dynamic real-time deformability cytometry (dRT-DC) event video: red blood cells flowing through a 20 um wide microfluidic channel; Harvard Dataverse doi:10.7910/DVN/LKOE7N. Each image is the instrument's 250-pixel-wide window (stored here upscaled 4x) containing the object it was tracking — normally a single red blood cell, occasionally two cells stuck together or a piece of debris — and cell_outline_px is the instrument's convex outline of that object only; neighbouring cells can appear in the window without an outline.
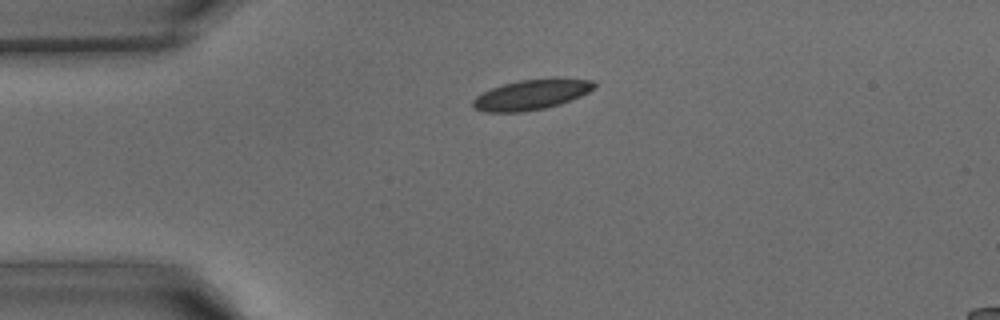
{"species": "common noctule bat (a hibernating species)", "species_latin": "Nyctalus noctula", "temperature_condition": "warm", "stored_images_in_passage": 33, "camera_frame_rate_fps": 3000, "um_per_image_px": 0.085, "animal": {"sex": "male", "body_mass_g": 15.6}, "frame": {"image": 1, "passage_image": 1, "time_ms": 0.0, "image_size_px": [1000, 320], "cell_outline_px": [[596, 88], [580, 96], [560, 104], [544, 108], [524, 112], [484, 112], [472, 108], [472, 100], [476, 96], [492, 88], [504, 84], [520, 80], [556, 76], [592, 80], [596, 84]], "centroid_in_image_um": [45.2, 8.02], "position_along_channel_um": 39.8, "area_um2": 21.79}}
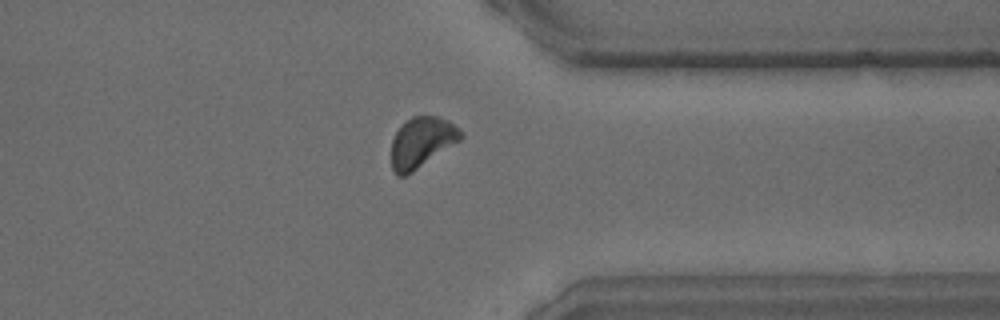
{"frame": {"image": 2, "passage_image": 24, "time_ms": 7.667, "image_size_px": [1000, 320], "cell_outline_px": [[464, 136], [460, 140], [412, 172], [404, 176], [396, 176], [392, 168], [392, 140], [396, 132], [412, 116], [436, 116], [448, 120], [464, 132]], "centroid_in_image_um": [35.86, 12.09], "position_along_channel_um": 375.5, "area_um2": 20.11}}
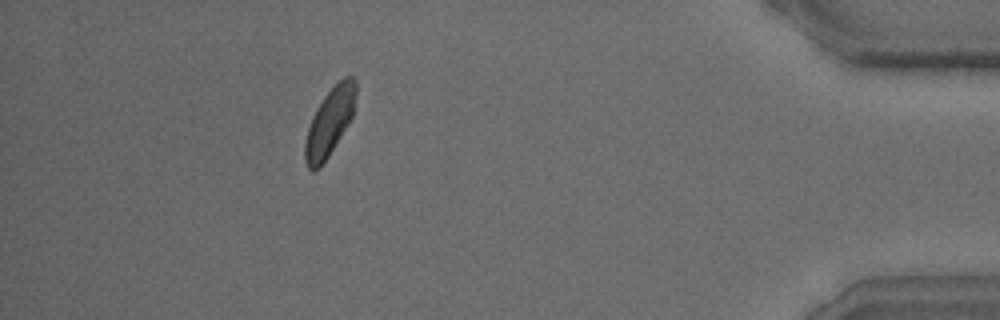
{"frame": {"image": 3, "passage_image": 29, "time_ms": 9.333, "image_size_px": [1000, 320], "cell_outline_px": [[356, 92], [352, 116], [328, 156], [320, 168], [312, 172], [308, 168], [304, 160], [304, 144], [308, 128], [312, 116], [316, 108], [324, 96], [344, 76], [352, 76], [356, 80]], "centroid_in_image_um": [27.99, 10.39], "position_along_channel_um": 407.2, "area_um2": 19.77}}